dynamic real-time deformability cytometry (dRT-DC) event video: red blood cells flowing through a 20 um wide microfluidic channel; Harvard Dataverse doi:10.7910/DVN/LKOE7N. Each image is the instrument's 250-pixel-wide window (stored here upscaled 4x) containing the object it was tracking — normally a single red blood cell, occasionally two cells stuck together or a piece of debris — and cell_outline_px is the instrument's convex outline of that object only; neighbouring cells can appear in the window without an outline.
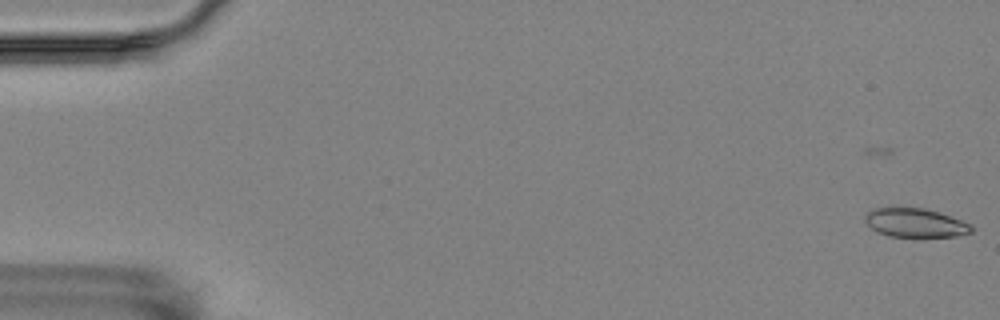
{"species": "Egyptian fruit bat (a non-hibernating species)", "species_latin": "Rousettus aegyptiacus", "temperature_condition": "room temperature", "stored_images_in_passage": 4, "camera_frame_rate_fps": 3000, "um_per_image_px": 0.085, "animal": {"sex": "female"}, "frame": {"image": 1, "passage_image": 2, "time_ms": 0.333, "image_size_px": [1000, 320], "cell_outline_px": [[972, 232], [956, 236], [888, 236], [876, 232], [864, 220], [864, 216], [872, 208], [896, 204], [924, 208], [972, 224]], "centroid_in_image_um": [77.7, 18.88], "position_along_channel_um": 7.3, "area_um2": 18.32}}